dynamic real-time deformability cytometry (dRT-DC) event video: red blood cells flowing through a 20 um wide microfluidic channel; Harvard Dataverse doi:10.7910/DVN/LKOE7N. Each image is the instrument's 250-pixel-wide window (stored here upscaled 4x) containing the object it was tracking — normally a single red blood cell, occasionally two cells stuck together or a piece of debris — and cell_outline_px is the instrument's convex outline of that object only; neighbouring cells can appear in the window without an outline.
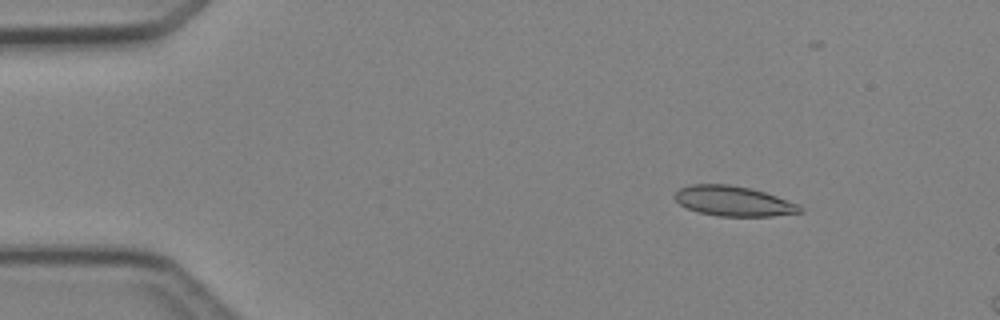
{"species": "Egyptian fruit bat (a non-hibernating species)", "species_latin": "Rousettus aegyptiacus", "temperature_condition": "cold", "stored_images_in_passage": 4, "camera_frame_rate_fps": 3000, "um_per_image_px": 0.085, "animal": {"sex": "female"}, "frame": {"image": 1, "passage_image": 2, "time_ms": 1.333, "image_size_px": [1000, 320], "cell_outline_px": [[804, 212], [772, 216], [716, 216], [700, 212], [688, 208], [680, 204], [672, 196], [680, 188], [692, 184], [728, 184], [752, 188], [800, 204], [804, 208]], "centroid_in_image_um": [62.38, 17.09], "position_along_channel_um": 22.6, "area_um2": 22.02}}